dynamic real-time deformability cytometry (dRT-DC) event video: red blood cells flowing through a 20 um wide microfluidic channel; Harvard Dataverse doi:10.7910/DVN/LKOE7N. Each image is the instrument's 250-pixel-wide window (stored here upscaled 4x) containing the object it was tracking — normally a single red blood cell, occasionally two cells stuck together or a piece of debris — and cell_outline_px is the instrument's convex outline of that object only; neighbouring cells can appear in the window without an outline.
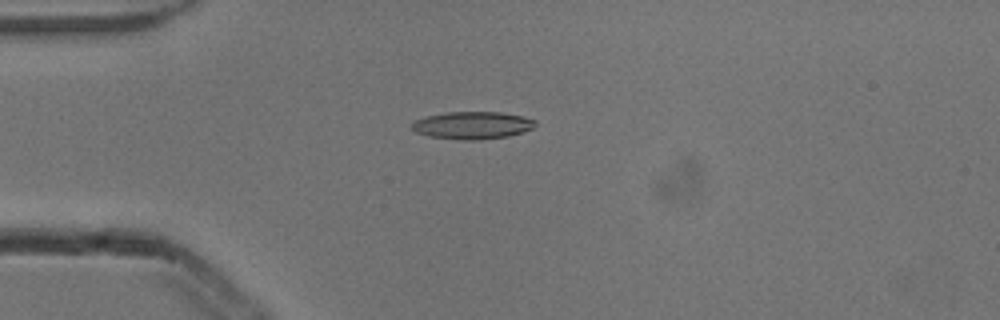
{"species": "common noctule bat (a hibernating species)", "species_latin": "Nyctalus noctula", "temperature_condition": "cold", "stored_images_in_passage": 6, "camera_frame_rate_fps": 3000, "um_per_image_px": 0.085, "animal": {"sex": "male", "body_mass_g": 13.3}, "frame": {"image": 1, "passage_image": 4, "time_ms": 1.0, "image_size_px": [1000, 320], "cell_outline_px": [[536, 124], [532, 128], [508, 136], [476, 140], [464, 140], [428, 136], [416, 132], [412, 128], [412, 124], [416, 120], [428, 116], [444, 112], [500, 112], [520, 116], [536, 120]], "centroid_in_image_um": [40.14, 10.65], "position_along_channel_um": 44.9, "area_um2": 19.48}}
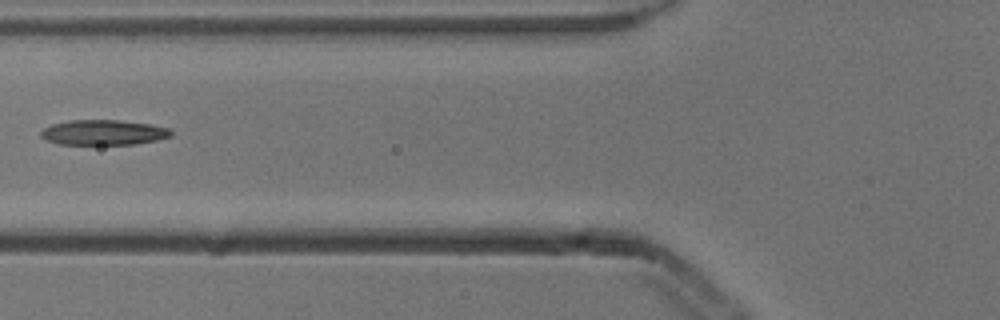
{"frame": {"image": 2, "passage_image": 6, "time_ms": 1.667, "image_size_px": [1000, 320], "cell_outline_px": [[172, 136], [156, 140], [136, 144], [56, 144], [40, 136], [40, 132], [44, 128], [52, 124], [68, 120], [120, 120], [152, 124], [168, 128], [172, 132]], "centroid_in_image_um": [8.8, 11.25], "position_along_channel_um": 117.0, "area_um2": 19.13}}